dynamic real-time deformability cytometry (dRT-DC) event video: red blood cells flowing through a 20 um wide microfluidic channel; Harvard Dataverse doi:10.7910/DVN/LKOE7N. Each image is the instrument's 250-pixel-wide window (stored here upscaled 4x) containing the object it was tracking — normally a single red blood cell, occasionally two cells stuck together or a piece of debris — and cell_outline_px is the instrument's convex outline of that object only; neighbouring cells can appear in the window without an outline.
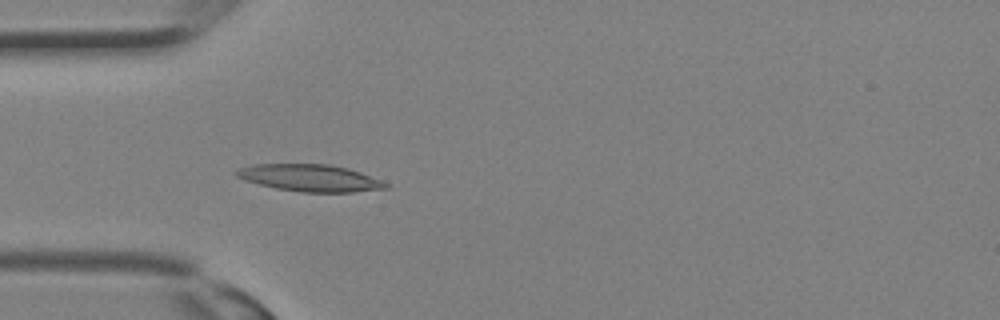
{"species": "Egyptian fruit bat (a non-hibernating species)", "species_latin": "Rousettus aegyptiacus", "temperature_condition": "room temperature", "stored_images_in_passage": 16, "camera_frame_rate_fps": 3000, "um_per_image_px": 0.085, "animal": {"sex": "female"}, "frame": {"image": 1, "passage_image": 10, "time_ms": 3.0, "image_size_px": [1000, 320], "cell_outline_px": [[388, 188], [352, 192], [300, 192], [276, 188], [244, 180], [236, 176], [232, 172], [240, 168], [252, 164], [328, 164], [348, 168], [360, 172], [380, 180], [388, 184]], "centroid_in_image_um": [26.31, 15.12], "position_along_channel_um": 58.7, "area_um2": 23.41}}
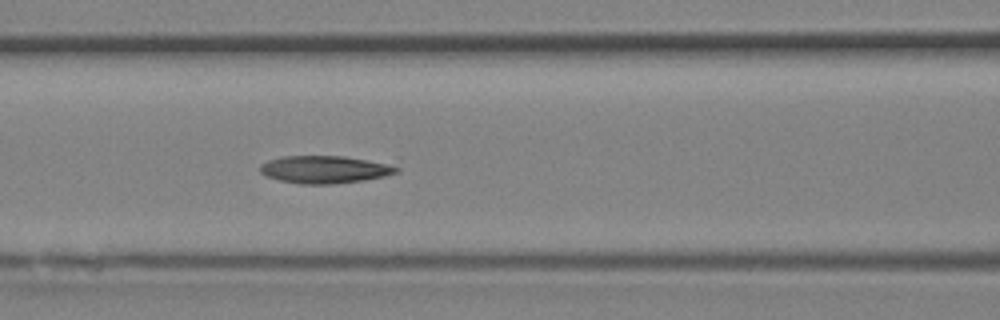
{"frame": {"image": 2, "passage_image": 14, "time_ms": 4.333, "image_size_px": [1000, 320], "cell_outline_px": [[400, 172], [384, 176], [364, 180], [332, 184], [300, 184], [280, 180], [264, 176], [260, 172], [260, 164], [268, 160], [280, 156], [400, 156]], "centroid_in_image_um": [27.99, 14.33], "position_along_channel_um": 138.6, "area_um2": 24.04}}
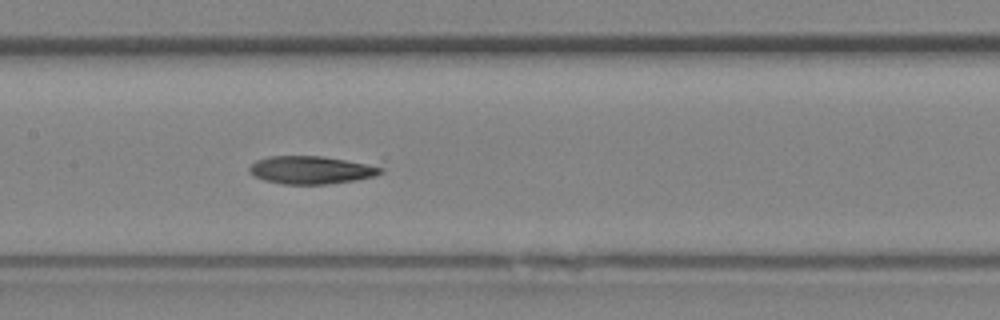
{"frame": {"image": 3, "passage_image": 16, "time_ms": 5.0, "image_size_px": [1000, 320], "cell_outline_px": [[384, 172], [376, 176], [356, 180], [328, 184], [284, 184], [264, 180], [248, 172], [248, 168], [256, 160], [268, 156], [324, 156], [384, 168]], "centroid_in_image_um": [26.42, 14.45], "position_along_channel_um": 181.0, "area_um2": 21.21}}